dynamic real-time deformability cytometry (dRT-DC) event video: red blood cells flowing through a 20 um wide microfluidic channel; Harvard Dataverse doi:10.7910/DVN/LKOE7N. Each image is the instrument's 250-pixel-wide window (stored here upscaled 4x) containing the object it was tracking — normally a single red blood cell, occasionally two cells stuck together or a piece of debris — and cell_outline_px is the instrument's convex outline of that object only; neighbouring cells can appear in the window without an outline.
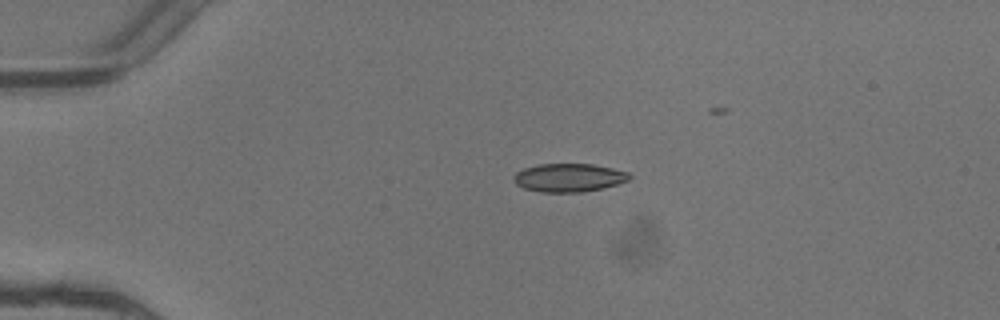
{"species": "common noctule bat (a hibernating species)", "species_latin": "Nyctalus noctula", "temperature_condition": "warm", "stored_images_in_passage": 3, "camera_frame_rate_fps": 3000, "um_per_image_px": 0.085, "animal": {"sex": "female"}, "frame": {"image": 1, "passage_image": 1, "time_ms": 0.0, "image_size_px": [1000, 320], "cell_outline_px": [[632, 176], [628, 180], [604, 188], [584, 192], [540, 192], [524, 188], [516, 184], [512, 180], [512, 176], [516, 172], [524, 168], [540, 164], [592, 164], [612, 168], [628, 172]], "centroid_in_image_um": [48.33, 15.1], "position_along_channel_um": 36.7, "area_um2": 19.19}}